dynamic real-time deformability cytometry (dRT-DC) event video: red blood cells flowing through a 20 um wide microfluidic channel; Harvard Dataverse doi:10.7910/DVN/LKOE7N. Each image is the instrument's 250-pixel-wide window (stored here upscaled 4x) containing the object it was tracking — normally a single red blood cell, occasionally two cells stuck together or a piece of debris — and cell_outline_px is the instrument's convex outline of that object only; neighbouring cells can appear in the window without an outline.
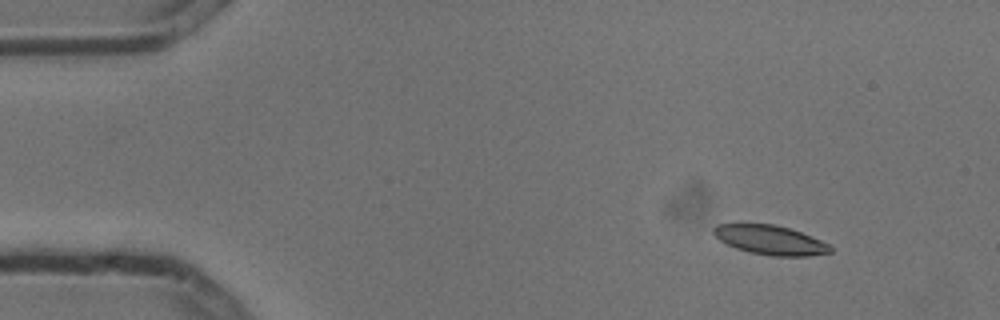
{"species": "common noctule bat (a hibernating species)", "species_latin": "Nyctalus noctula", "temperature_condition": "cold", "stored_images_in_passage": 5, "camera_frame_rate_fps": 3000, "um_per_image_px": 0.085, "animal": {"sex": "male", "body_mass_g": 13.3}, "frame": {"image": 1, "passage_image": 1, "time_ms": 0.0, "image_size_px": [1000, 320], "cell_outline_px": [[832, 252], [808, 256], [772, 256], [748, 252], [736, 248], [720, 240], [712, 232], [712, 228], [716, 224], [776, 224], [800, 232], [820, 240], [828, 244], [832, 248]], "centroid_in_image_um": [65.45, 20.4], "position_along_channel_um": 19.5, "area_um2": 19.83}}
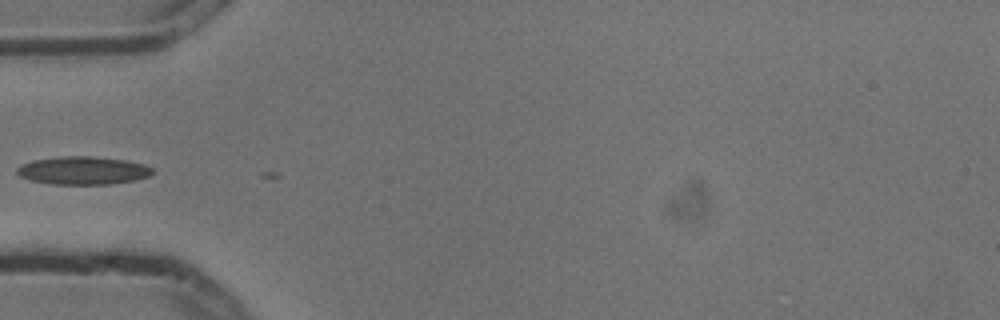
{"frame": {"image": 2, "passage_image": 4, "time_ms": 1.0, "image_size_px": [1000, 320], "cell_outline_px": [[156, 172], [152, 176], [112, 184], [52, 184], [28, 180], [20, 176], [16, 172], [16, 168], [32, 160], [60, 156], [92, 156], [124, 160], [144, 164], [152, 168]], "centroid_in_image_um": [7.07, 14.49], "position_along_channel_um": 77.9, "area_um2": 22.25}}